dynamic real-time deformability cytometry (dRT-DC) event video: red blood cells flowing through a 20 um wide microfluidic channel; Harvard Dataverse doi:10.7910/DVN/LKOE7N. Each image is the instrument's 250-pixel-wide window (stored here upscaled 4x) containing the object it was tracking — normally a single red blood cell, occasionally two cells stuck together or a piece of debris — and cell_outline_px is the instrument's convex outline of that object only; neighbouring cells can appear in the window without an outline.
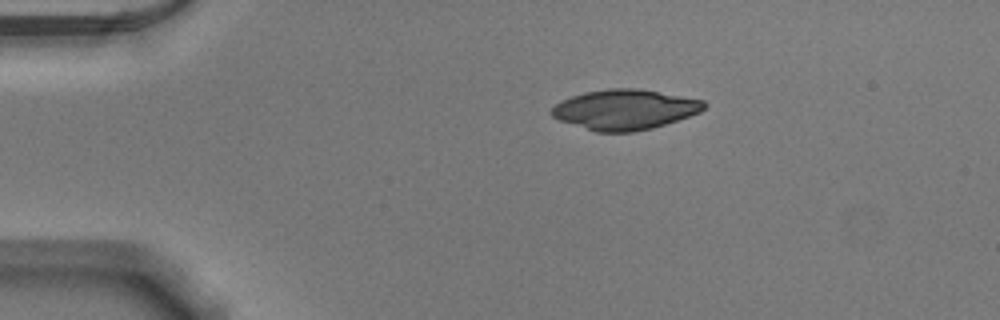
{"species": "Egyptian fruit bat (a non-hibernating species)", "species_latin": "Rousettus aegyptiacus", "temperature_condition": "warm", "stored_images_in_passage": 43, "camera_frame_rate_fps": 3000, "um_per_image_px": 0.085, "animal": {"sex": "male"}, "frame": {"image": 1, "passage_image": 1, "time_ms": 0.0, "image_size_px": [1000, 320], "cell_outline_px": [[708, 104], [700, 112], [652, 128], [636, 132], [596, 132], [560, 120], [552, 116], [552, 108], [560, 100], [584, 92], [608, 88], [636, 88], [704, 100]], "centroid_in_image_um": [53.1, 9.31], "position_along_channel_um": 31.9, "area_um2": 35.43}}